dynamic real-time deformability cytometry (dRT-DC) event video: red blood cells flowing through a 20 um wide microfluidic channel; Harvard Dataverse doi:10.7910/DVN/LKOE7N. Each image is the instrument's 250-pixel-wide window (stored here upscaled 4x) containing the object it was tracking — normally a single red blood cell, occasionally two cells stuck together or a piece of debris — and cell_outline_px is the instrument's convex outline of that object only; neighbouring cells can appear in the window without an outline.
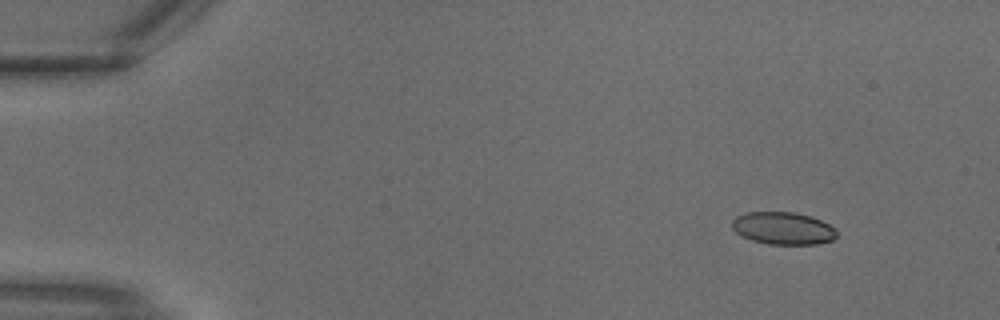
{"species": "common noctule bat (a hibernating species)", "species_latin": "Nyctalus noctula", "temperature_condition": "warm", "stored_images_in_passage": 13, "camera_frame_rate_fps": 3000, "um_per_image_px": 0.085, "animal": {"sex": "male", "body_mass_g": 18.8}, "frame": {"image": 1, "passage_image": 3, "time_ms": 0.667, "image_size_px": [1000, 320], "cell_outline_px": [[840, 232], [832, 240], [816, 244], [768, 244], [752, 240], [740, 236], [732, 228], [732, 220], [736, 216], [744, 212], [796, 212], [812, 216], [836, 228]], "centroid_in_image_um": [66.57, 19.39], "position_along_channel_um": 18.4, "area_um2": 20.06}}
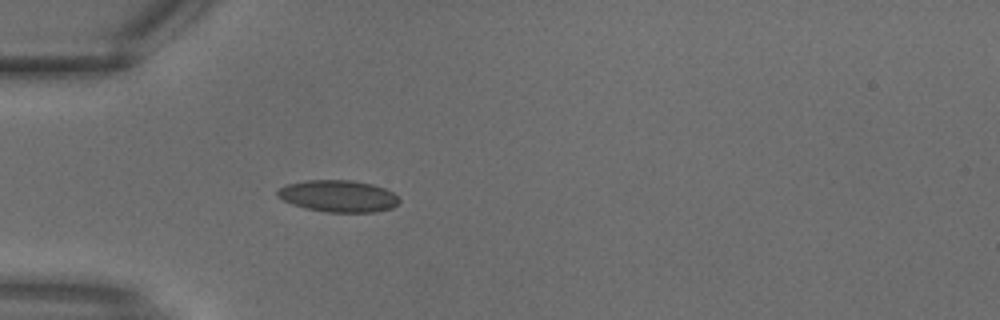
{"frame": {"image": 2, "passage_image": 9, "time_ms": 2.667, "image_size_px": [1000, 320], "cell_outline_px": [[400, 200], [392, 208], [376, 212], [328, 212], [308, 208], [292, 204], [276, 196], [276, 192], [280, 188], [288, 184], [308, 180], [352, 180], [372, 184], [384, 188], [392, 192]], "centroid_in_image_um": [28.76, 16.66], "position_along_channel_um": 56.2, "area_um2": 22.37}}